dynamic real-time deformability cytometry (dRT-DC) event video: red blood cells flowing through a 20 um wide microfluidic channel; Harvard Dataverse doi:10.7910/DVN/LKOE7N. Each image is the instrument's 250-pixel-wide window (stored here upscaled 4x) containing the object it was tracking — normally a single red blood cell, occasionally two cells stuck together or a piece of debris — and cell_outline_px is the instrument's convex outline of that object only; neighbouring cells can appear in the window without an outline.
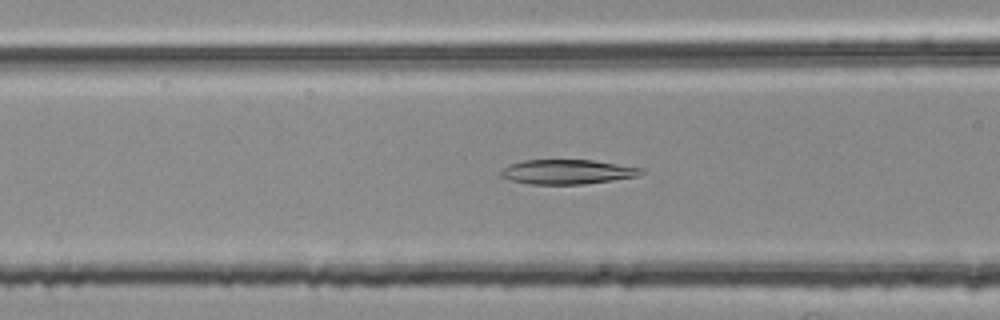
{"species": "common noctule bat (a hibernating species)", "species_latin": "Nyctalus noctula", "temperature_condition": "room temperature", "stored_images_in_passage": 32, "camera_frame_rate_fps": 3000, "um_per_image_px": 0.085, "animal": {"sex": "female", "body_mass_g": 25.1}, "frame": {"image": 1, "passage_image": 9, "time_ms": 2.667, "image_size_px": [1000, 320], "cell_outline_px": [[644, 172], [636, 176], [612, 180], [584, 184], [528, 184], [512, 180], [500, 176], [500, 172], [508, 164], [524, 160], [592, 160], [644, 168]], "centroid_in_image_um": [48.21, 14.6], "position_along_channel_um": 118.4, "area_um2": 20.0}}
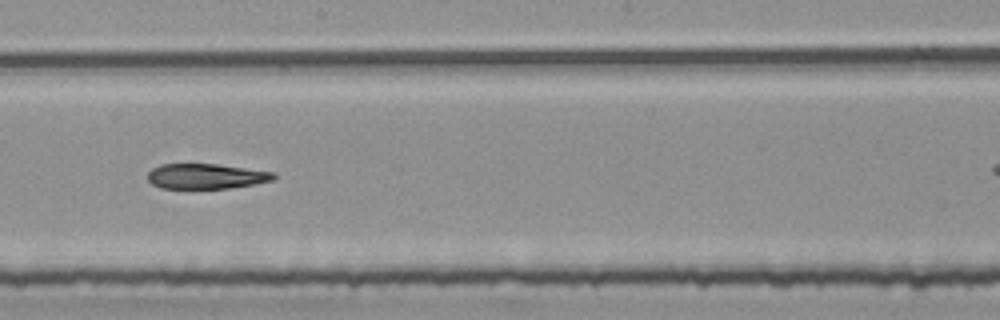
{"frame": {"image": 2, "passage_image": 18, "time_ms": 5.667, "image_size_px": [1000, 320], "cell_outline_px": [[276, 176], [272, 180], [252, 184], [228, 188], [160, 188], [152, 184], [148, 180], [148, 172], [152, 168], [160, 164], [216, 164], [272, 172]], "centroid_in_image_um": [17.44, 14.98], "position_along_channel_um": 230.8, "area_um2": 18.21}}
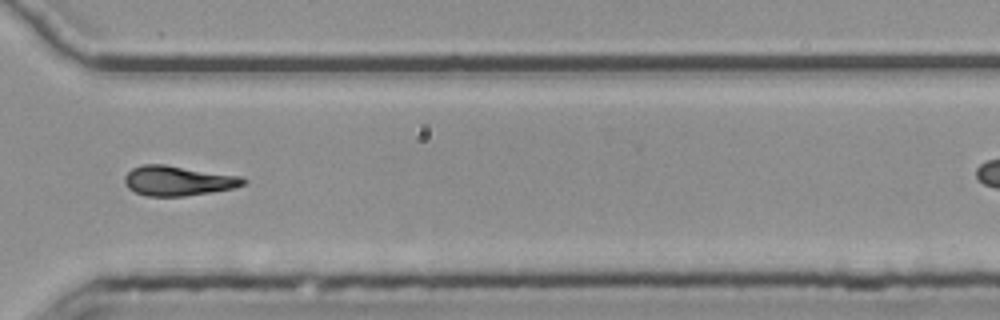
{"frame": {"image": 3, "passage_image": 28, "time_ms": 9.0, "image_size_px": [1000, 320], "cell_outline_px": [[248, 180], [244, 184], [232, 188], [184, 196], [148, 196], [136, 192], [128, 188], [124, 184], [124, 176], [132, 168], [140, 164], [164, 164], [240, 176]], "centroid_in_image_um": [15.08, 15.35], "position_along_channel_um": 355.5, "area_um2": 20.52}}